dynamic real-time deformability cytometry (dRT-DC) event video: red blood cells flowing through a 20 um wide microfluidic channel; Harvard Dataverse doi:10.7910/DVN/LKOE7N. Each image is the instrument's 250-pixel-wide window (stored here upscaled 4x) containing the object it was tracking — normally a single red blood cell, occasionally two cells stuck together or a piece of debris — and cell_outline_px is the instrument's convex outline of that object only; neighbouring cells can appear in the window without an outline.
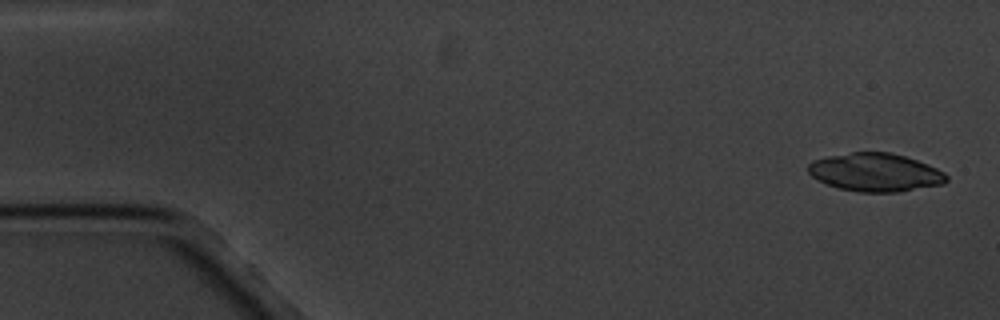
{"species": "common noctule bat (a hibernating species)", "species_latin": "Nyctalus noctula", "temperature_condition": "cold", "stored_images_in_passage": 7, "camera_frame_rate_fps": 3000, "um_per_image_px": 0.085, "animal": {"sex": "male", "body_mass_g": 20.1, "forearm_length_mm": 53.5}, "frame": {"image": 1, "passage_image": 1, "time_ms": 0.0, "image_size_px": [1000, 320], "cell_outline_px": [[948, 180], [944, 184], [896, 192], [860, 192], [840, 188], [828, 184], [812, 176], [808, 172], [808, 164], [812, 160], [828, 156], [852, 152], [892, 152], [928, 164], [944, 172], [948, 176]], "centroid_in_image_um": [74.42, 14.64], "position_along_channel_um": 10.6, "area_um2": 30.69}}